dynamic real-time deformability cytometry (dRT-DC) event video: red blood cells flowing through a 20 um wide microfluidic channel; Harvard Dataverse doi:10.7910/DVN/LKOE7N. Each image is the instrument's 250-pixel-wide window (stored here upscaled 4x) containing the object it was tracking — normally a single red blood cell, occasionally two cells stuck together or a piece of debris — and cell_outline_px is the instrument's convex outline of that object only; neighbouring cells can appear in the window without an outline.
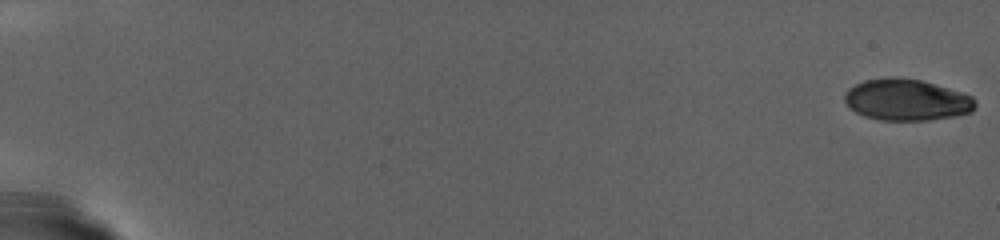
{"species": "human", "species_latin": "Homo sapiens", "temperature_condition": "warm", "stored_images_in_passage": 103, "camera_frame_rate_fps": 3000, "um_per_image_px": 0.085, "donor": {"sex": "female"}, "frame": {"image": 1, "passage_image": 1, "time_ms": 0.0, "image_size_px": [1000, 240], "cell_outline_px": [[976, 108], [972, 112], [956, 116], [928, 120], [880, 120], [864, 116], [856, 112], [844, 100], [844, 92], [848, 88], [864, 80], [884, 76], [896, 76], [920, 80], [964, 92], [972, 96], [976, 100]], "centroid_in_image_um": [77.08, 8.47], "position_along_channel_um": 7.9, "area_um2": 31.96}}
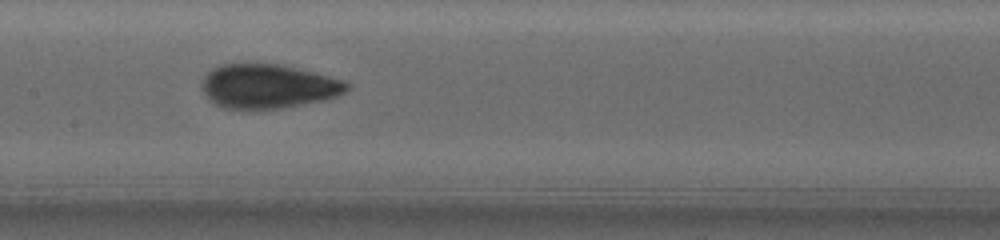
{"frame": {"image": 2, "passage_image": 55, "time_ms": 18.0, "image_size_px": [1000, 240], "cell_outline_px": [[352, 88], [340, 96], [324, 100], [280, 108], [224, 108], [208, 100], [200, 88], [200, 84], [204, 76], [212, 68], [220, 64], [280, 64], [348, 80], [352, 84]], "centroid_in_image_um": [22.84, 7.32], "position_along_channel_um": 184.6, "area_um2": 37.74}}
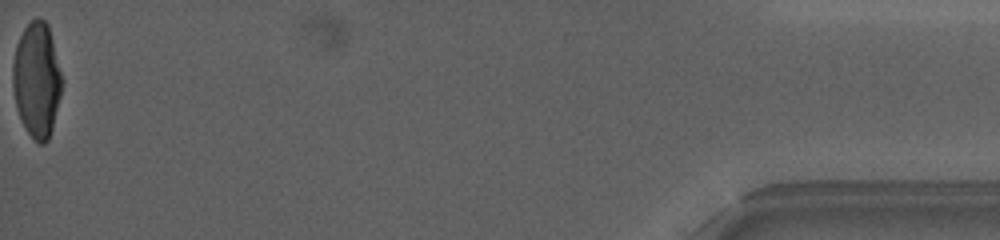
{"frame": {"image": 3, "passage_image": 103, "time_ms": 34.0, "image_size_px": [1000, 240], "cell_outline_px": [[64, 80], [52, 128], [48, 140], [44, 144], [40, 144], [24, 128], [20, 120], [16, 108], [12, 88], [12, 64], [16, 44], [24, 28], [36, 16], [40, 16], [48, 24]], "centroid_in_image_um": [3.12, 6.76], "position_along_channel_um": 432.1, "area_um2": 33.41}}